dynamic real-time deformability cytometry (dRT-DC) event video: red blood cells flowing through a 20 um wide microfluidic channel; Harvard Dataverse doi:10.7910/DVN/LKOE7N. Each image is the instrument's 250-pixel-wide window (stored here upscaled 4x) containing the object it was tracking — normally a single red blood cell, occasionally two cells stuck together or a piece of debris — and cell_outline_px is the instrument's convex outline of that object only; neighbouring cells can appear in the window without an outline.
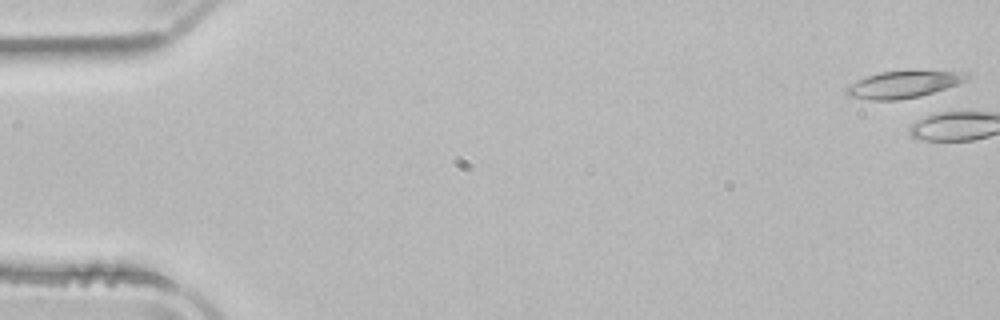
{"species": "common noctule bat (a hibernating species)", "species_latin": "Nyctalus noctula", "temperature_condition": "room temperature", "stored_images_in_passage": 3, "camera_frame_rate_fps": 3000, "um_per_image_px": 0.085, "animal": {"sex": "male", "body_mass_g": 21.5, "forearm_length_mm": 52.0}, "frame": {"image": 1, "passage_image": 1, "time_ms": 0.0, "image_size_px": [1000, 320], "cell_outline_px": [[968, 80], [920, 96], [896, 100], [872, 100], [848, 96], [844, 92], [844, 88], [848, 84], [868, 76], [880, 72], [968, 72]], "centroid_in_image_um": [76.7, 7.2], "position_along_channel_um": 8.3, "area_um2": 18.32}}